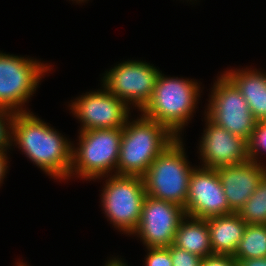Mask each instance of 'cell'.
<instances>
[{
    "label": "cell",
    "mask_w": 266,
    "mask_h": 266,
    "mask_svg": "<svg viewBox=\"0 0 266 266\" xmlns=\"http://www.w3.org/2000/svg\"><path fill=\"white\" fill-rule=\"evenodd\" d=\"M216 170L233 212L239 211L266 175V168L251 159L242 164L220 166Z\"/></svg>",
    "instance_id": "14"
},
{
    "label": "cell",
    "mask_w": 266,
    "mask_h": 266,
    "mask_svg": "<svg viewBox=\"0 0 266 266\" xmlns=\"http://www.w3.org/2000/svg\"><path fill=\"white\" fill-rule=\"evenodd\" d=\"M192 80L164 77L159 73L151 100L141 111L149 119L167 127L177 138L189 120L199 96Z\"/></svg>",
    "instance_id": "3"
},
{
    "label": "cell",
    "mask_w": 266,
    "mask_h": 266,
    "mask_svg": "<svg viewBox=\"0 0 266 266\" xmlns=\"http://www.w3.org/2000/svg\"><path fill=\"white\" fill-rule=\"evenodd\" d=\"M177 138L152 162L143 176L148 196L185 207L188 195L191 168Z\"/></svg>",
    "instance_id": "4"
},
{
    "label": "cell",
    "mask_w": 266,
    "mask_h": 266,
    "mask_svg": "<svg viewBox=\"0 0 266 266\" xmlns=\"http://www.w3.org/2000/svg\"><path fill=\"white\" fill-rule=\"evenodd\" d=\"M237 213L247 224L266 225V175Z\"/></svg>",
    "instance_id": "19"
},
{
    "label": "cell",
    "mask_w": 266,
    "mask_h": 266,
    "mask_svg": "<svg viewBox=\"0 0 266 266\" xmlns=\"http://www.w3.org/2000/svg\"><path fill=\"white\" fill-rule=\"evenodd\" d=\"M185 216L183 207L147 195L139 225L133 234L140 235L147 248L169 247L173 244L178 226Z\"/></svg>",
    "instance_id": "10"
},
{
    "label": "cell",
    "mask_w": 266,
    "mask_h": 266,
    "mask_svg": "<svg viewBox=\"0 0 266 266\" xmlns=\"http://www.w3.org/2000/svg\"><path fill=\"white\" fill-rule=\"evenodd\" d=\"M5 151H0V183L2 182V179H4L5 172L7 170V157L4 153Z\"/></svg>",
    "instance_id": "26"
},
{
    "label": "cell",
    "mask_w": 266,
    "mask_h": 266,
    "mask_svg": "<svg viewBox=\"0 0 266 266\" xmlns=\"http://www.w3.org/2000/svg\"><path fill=\"white\" fill-rule=\"evenodd\" d=\"M49 69L36 60L0 53V107L14 113L25 112L22 104L36 90L41 76Z\"/></svg>",
    "instance_id": "8"
},
{
    "label": "cell",
    "mask_w": 266,
    "mask_h": 266,
    "mask_svg": "<svg viewBox=\"0 0 266 266\" xmlns=\"http://www.w3.org/2000/svg\"><path fill=\"white\" fill-rule=\"evenodd\" d=\"M218 79L213 86L207 118L248 142L257 121L236 85L225 74Z\"/></svg>",
    "instance_id": "7"
},
{
    "label": "cell",
    "mask_w": 266,
    "mask_h": 266,
    "mask_svg": "<svg viewBox=\"0 0 266 266\" xmlns=\"http://www.w3.org/2000/svg\"><path fill=\"white\" fill-rule=\"evenodd\" d=\"M213 254L233 256L247 223L237 212L206 219Z\"/></svg>",
    "instance_id": "15"
},
{
    "label": "cell",
    "mask_w": 266,
    "mask_h": 266,
    "mask_svg": "<svg viewBox=\"0 0 266 266\" xmlns=\"http://www.w3.org/2000/svg\"><path fill=\"white\" fill-rule=\"evenodd\" d=\"M201 266H238V261L231 255L212 254L204 257Z\"/></svg>",
    "instance_id": "24"
},
{
    "label": "cell",
    "mask_w": 266,
    "mask_h": 266,
    "mask_svg": "<svg viewBox=\"0 0 266 266\" xmlns=\"http://www.w3.org/2000/svg\"><path fill=\"white\" fill-rule=\"evenodd\" d=\"M206 120L208 126L199 148L205 168L237 165L250 159L246 140Z\"/></svg>",
    "instance_id": "13"
},
{
    "label": "cell",
    "mask_w": 266,
    "mask_h": 266,
    "mask_svg": "<svg viewBox=\"0 0 266 266\" xmlns=\"http://www.w3.org/2000/svg\"><path fill=\"white\" fill-rule=\"evenodd\" d=\"M236 260L266 257V225L247 224L244 235L233 255Z\"/></svg>",
    "instance_id": "18"
},
{
    "label": "cell",
    "mask_w": 266,
    "mask_h": 266,
    "mask_svg": "<svg viewBox=\"0 0 266 266\" xmlns=\"http://www.w3.org/2000/svg\"><path fill=\"white\" fill-rule=\"evenodd\" d=\"M107 180L102 193L105 214L118 229L133 234L147 196L143 177L115 174Z\"/></svg>",
    "instance_id": "6"
},
{
    "label": "cell",
    "mask_w": 266,
    "mask_h": 266,
    "mask_svg": "<svg viewBox=\"0 0 266 266\" xmlns=\"http://www.w3.org/2000/svg\"><path fill=\"white\" fill-rule=\"evenodd\" d=\"M146 266H173L170 251L166 247L147 248Z\"/></svg>",
    "instance_id": "23"
},
{
    "label": "cell",
    "mask_w": 266,
    "mask_h": 266,
    "mask_svg": "<svg viewBox=\"0 0 266 266\" xmlns=\"http://www.w3.org/2000/svg\"><path fill=\"white\" fill-rule=\"evenodd\" d=\"M106 266H126V263H122V261L117 260V259H112L111 261H108Z\"/></svg>",
    "instance_id": "27"
},
{
    "label": "cell",
    "mask_w": 266,
    "mask_h": 266,
    "mask_svg": "<svg viewBox=\"0 0 266 266\" xmlns=\"http://www.w3.org/2000/svg\"><path fill=\"white\" fill-rule=\"evenodd\" d=\"M261 149L266 151V123H257L255 126V130L248 141L249 158L257 161V152H260Z\"/></svg>",
    "instance_id": "21"
},
{
    "label": "cell",
    "mask_w": 266,
    "mask_h": 266,
    "mask_svg": "<svg viewBox=\"0 0 266 266\" xmlns=\"http://www.w3.org/2000/svg\"><path fill=\"white\" fill-rule=\"evenodd\" d=\"M77 99L70 109L82 122L81 131L123 128L128 121V105L105 87L103 91L86 93Z\"/></svg>",
    "instance_id": "12"
},
{
    "label": "cell",
    "mask_w": 266,
    "mask_h": 266,
    "mask_svg": "<svg viewBox=\"0 0 266 266\" xmlns=\"http://www.w3.org/2000/svg\"><path fill=\"white\" fill-rule=\"evenodd\" d=\"M225 75L240 90L257 123H266V74L238 70L225 72Z\"/></svg>",
    "instance_id": "16"
},
{
    "label": "cell",
    "mask_w": 266,
    "mask_h": 266,
    "mask_svg": "<svg viewBox=\"0 0 266 266\" xmlns=\"http://www.w3.org/2000/svg\"><path fill=\"white\" fill-rule=\"evenodd\" d=\"M237 261H238V266H266V257L246 259V260H237Z\"/></svg>",
    "instance_id": "25"
},
{
    "label": "cell",
    "mask_w": 266,
    "mask_h": 266,
    "mask_svg": "<svg viewBox=\"0 0 266 266\" xmlns=\"http://www.w3.org/2000/svg\"><path fill=\"white\" fill-rule=\"evenodd\" d=\"M11 133V141L45 173L60 179L70 177L73 148L44 121L27 111L15 113Z\"/></svg>",
    "instance_id": "1"
},
{
    "label": "cell",
    "mask_w": 266,
    "mask_h": 266,
    "mask_svg": "<svg viewBox=\"0 0 266 266\" xmlns=\"http://www.w3.org/2000/svg\"><path fill=\"white\" fill-rule=\"evenodd\" d=\"M15 113L0 107V151H6V148L11 146L10 140L12 139L11 131L12 122ZM6 118V119H5ZM7 120L8 124L5 122ZM8 125L9 128L5 125ZM8 128V129H6Z\"/></svg>",
    "instance_id": "22"
},
{
    "label": "cell",
    "mask_w": 266,
    "mask_h": 266,
    "mask_svg": "<svg viewBox=\"0 0 266 266\" xmlns=\"http://www.w3.org/2000/svg\"><path fill=\"white\" fill-rule=\"evenodd\" d=\"M170 251L173 266H201L203 257L181 249L174 244L166 247Z\"/></svg>",
    "instance_id": "20"
},
{
    "label": "cell",
    "mask_w": 266,
    "mask_h": 266,
    "mask_svg": "<svg viewBox=\"0 0 266 266\" xmlns=\"http://www.w3.org/2000/svg\"><path fill=\"white\" fill-rule=\"evenodd\" d=\"M177 137L165 126L144 115L122 128L116 174L143 177L152 162Z\"/></svg>",
    "instance_id": "2"
},
{
    "label": "cell",
    "mask_w": 266,
    "mask_h": 266,
    "mask_svg": "<svg viewBox=\"0 0 266 266\" xmlns=\"http://www.w3.org/2000/svg\"><path fill=\"white\" fill-rule=\"evenodd\" d=\"M184 211L199 219L233 213L216 169L203 167L192 171Z\"/></svg>",
    "instance_id": "11"
},
{
    "label": "cell",
    "mask_w": 266,
    "mask_h": 266,
    "mask_svg": "<svg viewBox=\"0 0 266 266\" xmlns=\"http://www.w3.org/2000/svg\"><path fill=\"white\" fill-rule=\"evenodd\" d=\"M189 218L190 221H188ZM173 244L203 258L212 255L213 250L206 219L186 215L178 226Z\"/></svg>",
    "instance_id": "17"
},
{
    "label": "cell",
    "mask_w": 266,
    "mask_h": 266,
    "mask_svg": "<svg viewBox=\"0 0 266 266\" xmlns=\"http://www.w3.org/2000/svg\"><path fill=\"white\" fill-rule=\"evenodd\" d=\"M80 146L72 150L70 177L73 172L95 179L117 168L122 128L80 131Z\"/></svg>",
    "instance_id": "5"
},
{
    "label": "cell",
    "mask_w": 266,
    "mask_h": 266,
    "mask_svg": "<svg viewBox=\"0 0 266 266\" xmlns=\"http://www.w3.org/2000/svg\"><path fill=\"white\" fill-rule=\"evenodd\" d=\"M159 73L146 62L127 61L106 72L102 85L127 105L135 103L142 111L152 98Z\"/></svg>",
    "instance_id": "9"
}]
</instances>
